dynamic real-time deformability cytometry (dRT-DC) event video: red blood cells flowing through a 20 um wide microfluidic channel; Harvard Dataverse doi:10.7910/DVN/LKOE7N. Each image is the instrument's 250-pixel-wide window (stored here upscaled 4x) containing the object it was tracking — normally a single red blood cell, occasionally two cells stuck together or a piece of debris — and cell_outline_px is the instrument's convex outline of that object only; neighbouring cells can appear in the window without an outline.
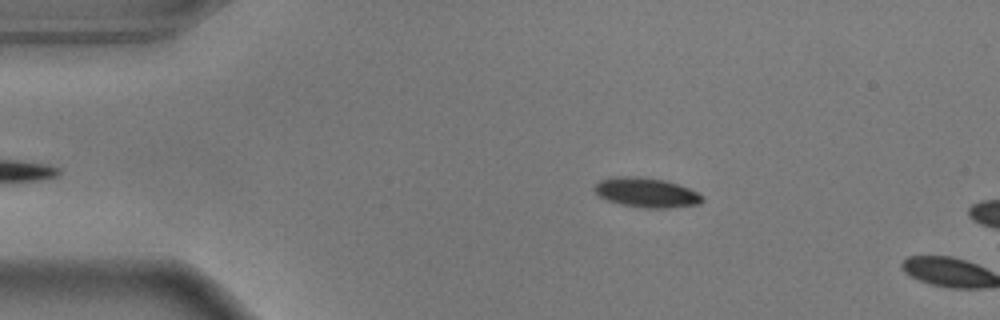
{"species": "common noctule bat (a hibernating species)", "species_latin": "Nyctalus noctula", "temperature_condition": "warm", "stored_images_in_passage": 12, "camera_frame_rate_fps": 3000, "um_per_image_px": 0.085, "animal": {"sex": "male", "body_mass_g": 17.9}, "frame": {"image": 1, "passage_image": 10, "time_ms": 3.0, "image_size_px": [1000, 320], "cell_outline_px": [[704, 200], [700, 204], [668, 208], [644, 208], [620, 204], [604, 200], [596, 192], [596, 184], [600, 180], [612, 176], [640, 176], [664, 180], [688, 188], [704, 196]], "centroid_in_image_um": [54.94, 16.37], "position_along_channel_um": 30.1, "area_um2": 18.67}}